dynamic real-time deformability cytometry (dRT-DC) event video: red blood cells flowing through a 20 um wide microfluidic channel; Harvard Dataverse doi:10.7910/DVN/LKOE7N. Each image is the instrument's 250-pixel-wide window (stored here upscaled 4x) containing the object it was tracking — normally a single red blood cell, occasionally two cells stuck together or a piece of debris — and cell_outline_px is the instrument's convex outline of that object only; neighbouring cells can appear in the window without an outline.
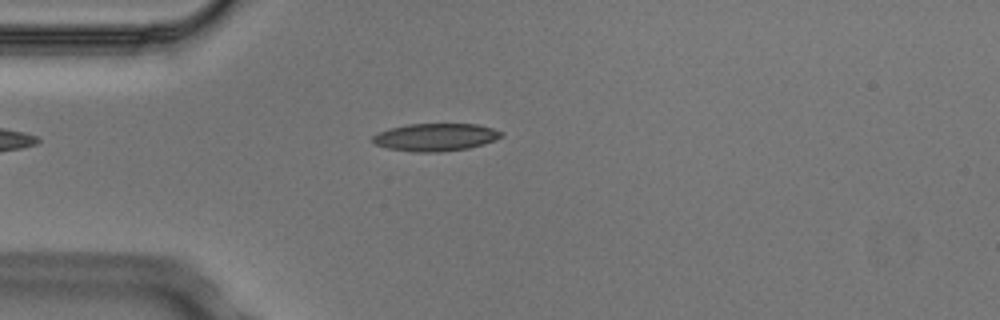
{"species": "Egyptian fruit bat (a non-hibernating species)", "species_latin": "Rousettus aegyptiacus", "temperature_condition": "cold", "stored_images_in_passage": 4, "camera_frame_rate_fps": 3000, "um_per_image_px": 0.085, "animal": {"sex": "male"}, "frame": {"image": 1, "passage_image": 4, "time_ms": 1.0, "image_size_px": [1000, 320], "cell_outline_px": [[504, 136], [484, 144], [468, 148], [440, 152], [412, 152], [388, 148], [376, 144], [372, 140], [372, 136], [380, 132], [392, 128], [408, 124], [476, 124], [492, 128], [504, 132]], "centroid_in_image_um": [37.06, 11.66], "position_along_channel_um": 47.9, "area_um2": 20.63}}